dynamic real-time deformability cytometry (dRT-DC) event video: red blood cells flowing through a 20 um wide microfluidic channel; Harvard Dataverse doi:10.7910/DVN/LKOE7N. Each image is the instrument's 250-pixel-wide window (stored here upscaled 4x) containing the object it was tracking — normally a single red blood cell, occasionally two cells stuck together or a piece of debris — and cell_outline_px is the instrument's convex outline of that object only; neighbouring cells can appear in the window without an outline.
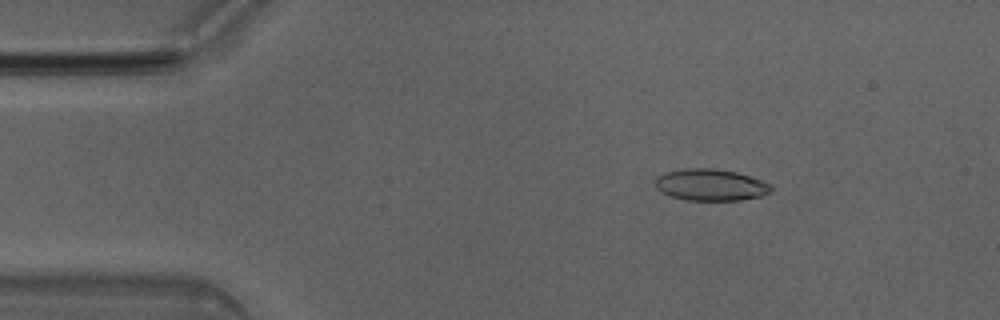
{"species": "Egyptian fruit bat (a non-hibernating species)", "species_latin": "Rousettus aegyptiacus", "temperature_condition": "room temperature", "stored_images_in_passage": 4, "camera_frame_rate_fps": 3000, "um_per_image_px": 0.085, "animal": {"sex": "male"}, "frame": {"image": 1, "passage_image": 2, "time_ms": 0.333, "image_size_px": [1000, 320], "cell_outline_px": [[772, 192], [760, 196], [740, 200], [684, 200], [660, 192], [656, 188], [652, 180], [656, 176], [664, 172], [684, 168], [716, 168], [736, 172], [772, 184]], "centroid_in_image_um": [60.35, 15.7], "position_along_channel_um": 24.7, "area_um2": 21.68}}
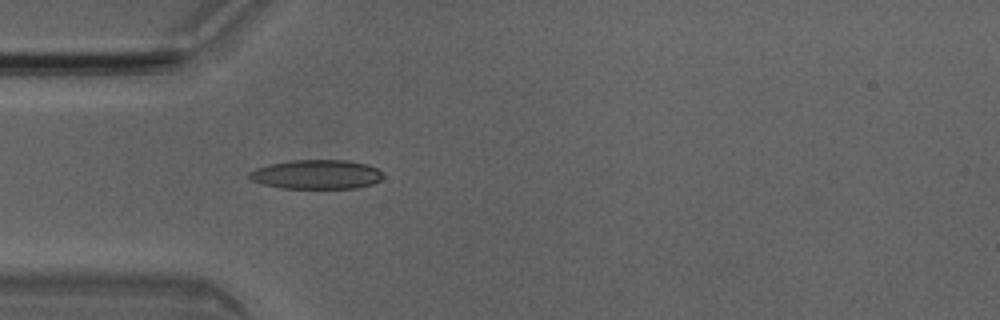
{"frame": {"image": 2, "passage_image": 4, "time_ms": 1.0, "image_size_px": [1000, 320], "cell_outline_px": [[384, 176], [380, 180], [372, 184], [356, 188], [284, 188], [260, 184], [252, 180], [248, 176], [248, 172], [256, 168], [268, 164], [292, 160], [348, 160], [368, 164], [384, 172]], "centroid_in_image_um": [26.91, 14.82], "position_along_channel_um": 58.1, "area_um2": 23.0}}